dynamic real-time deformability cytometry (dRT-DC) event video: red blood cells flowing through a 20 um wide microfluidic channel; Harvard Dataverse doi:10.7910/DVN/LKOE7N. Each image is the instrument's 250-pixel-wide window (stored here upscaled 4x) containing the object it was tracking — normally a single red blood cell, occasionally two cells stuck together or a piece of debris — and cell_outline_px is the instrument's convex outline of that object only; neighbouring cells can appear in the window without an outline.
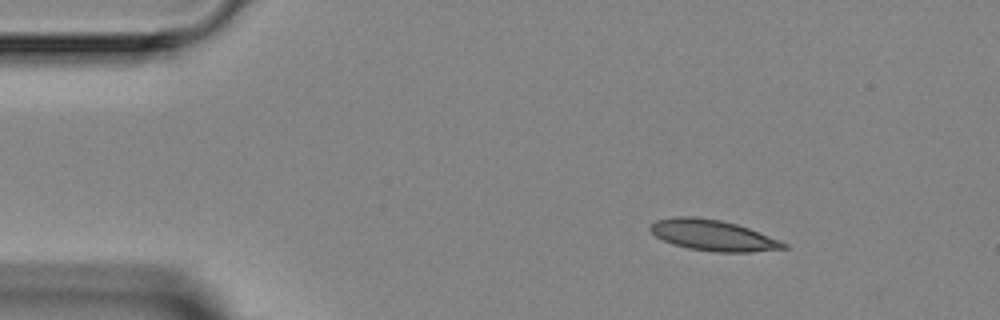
{"species": "Egyptian fruit bat (a non-hibernating species)", "species_latin": "Rousettus aegyptiacus", "temperature_condition": "room temperature", "stored_images_in_passage": 4, "segment_of_instrument_passage": [1, 2], "camera_frame_rate_fps": 3000, "um_per_image_px": 0.085, "animal": {"sex": "female"}, "frame": {"image": 1, "passage_image": 1, "time_ms": 0.0, "image_size_px": [1000, 320], "cell_outline_px": [[788, 248], [752, 252], [716, 252], [688, 248], [672, 244], [656, 236], [648, 228], [656, 220], [672, 216], [696, 216], [720, 220], [736, 224], [748, 228], [780, 240], [788, 244]], "centroid_in_image_um": [60.59, 20.0], "position_along_channel_um": 24.4, "area_um2": 23.99}}